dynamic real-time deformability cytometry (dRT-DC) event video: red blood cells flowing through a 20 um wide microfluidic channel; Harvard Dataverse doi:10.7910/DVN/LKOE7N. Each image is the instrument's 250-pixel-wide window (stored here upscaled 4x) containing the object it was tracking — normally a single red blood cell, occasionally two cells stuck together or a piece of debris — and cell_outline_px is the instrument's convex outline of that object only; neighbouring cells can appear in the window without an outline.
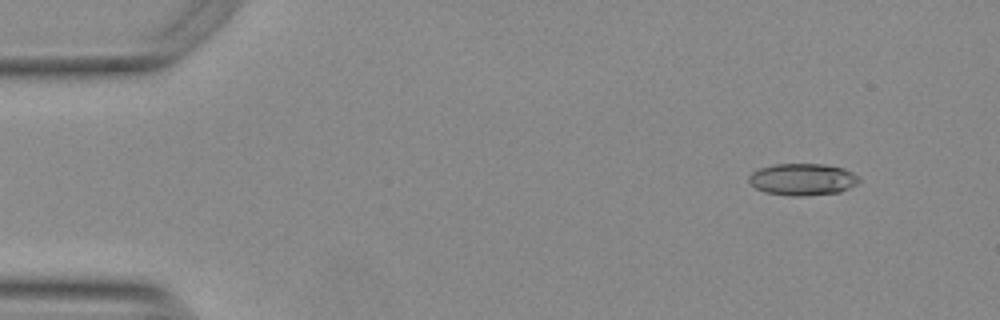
{"species": "Egyptian fruit bat (a non-hibernating species)", "species_latin": "Rousettus aegyptiacus", "temperature_condition": "warm", "stored_images_in_passage": 50, "camera_frame_rate_fps": 3000, "um_per_image_px": 0.085, "animal": {"sex": "female"}, "frame": {"image": 1, "passage_image": 1, "time_ms": 0.0, "image_size_px": [1000, 320], "cell_outline_px": [[860, 180], [856, 184], [840, 192], [804, 196], [788, 196], [764, 192], [756, 188], [748, 180], [748, 176], [752, 172], [760, 168], [776, 164], [824, 164], [844, 168], [852, 172]], "centroid_in_image_um": [68.2, 15.25], "position_along_channel_um": 16.8, "area_um2": 20.46}}
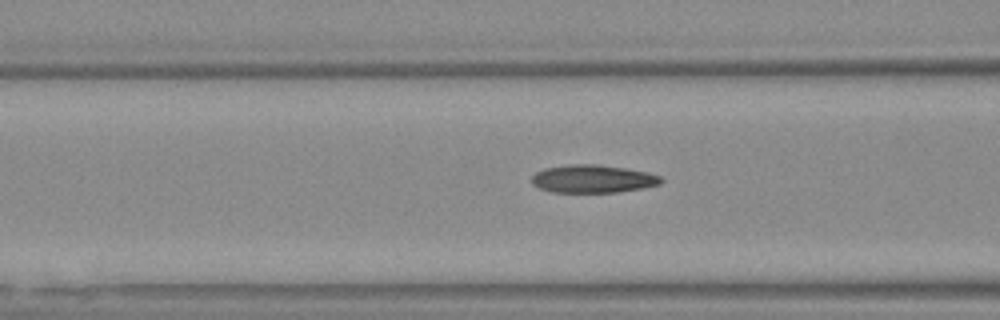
{"frame": {"image": 2, "passage_image": 17, "time_ms": 5.333, "image_size_px": [1000, 320], "cell_outline_px": [[664, 180], [660, 184], [644, 188], [616, 192], [552, 192], [540, 188], [532, 184], [532, 176], [536, 172], [544, 168], [568, 164], [596, 164], [628, 168], [648, 172], [660, 176]], "centroid_in_image_um": [50.41, 15.19], "position_along_channel_um": 116.2, "area_um2": 21.21}}
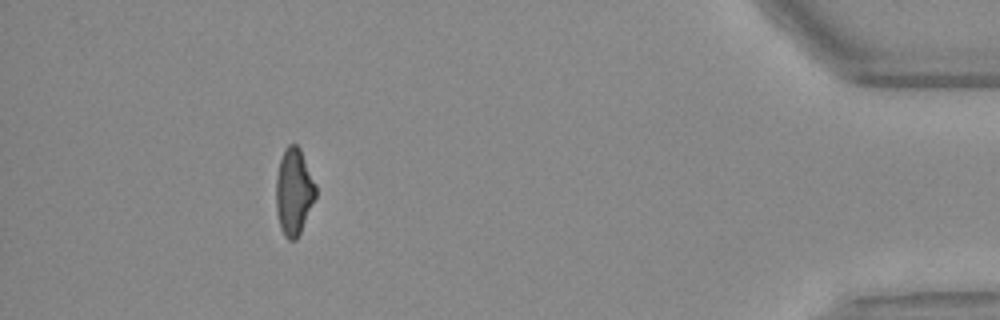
{"frame": {"image": 3, "passage_image": 45, "time_ms": 14.667, "image_size_px": [1000, 320], "cell_outline_px": [[316, 196], [300, 232], [296, 240], [288, 240], [284, 236], [280, 228], [276, 212], [276, 176], [280, 160], [288, 144], [296, 144], [300, 148], [316, 184]], "centroid_in_image_um": [24.97, 16.3], "position_along_channel_um": 410.2, "area_um2": 20.0}, "authors_computed_cell_mechanics": {"area_um2": 20.6346, "velocity_mm_per_s": 3.7902, "shape_relaxation_time_tau1_ms": null, "shape_relaxation_time_tau2_ms": 2.7263, "deformation_change_tau1": null, "deformation_change_tau2": 0.1059}}